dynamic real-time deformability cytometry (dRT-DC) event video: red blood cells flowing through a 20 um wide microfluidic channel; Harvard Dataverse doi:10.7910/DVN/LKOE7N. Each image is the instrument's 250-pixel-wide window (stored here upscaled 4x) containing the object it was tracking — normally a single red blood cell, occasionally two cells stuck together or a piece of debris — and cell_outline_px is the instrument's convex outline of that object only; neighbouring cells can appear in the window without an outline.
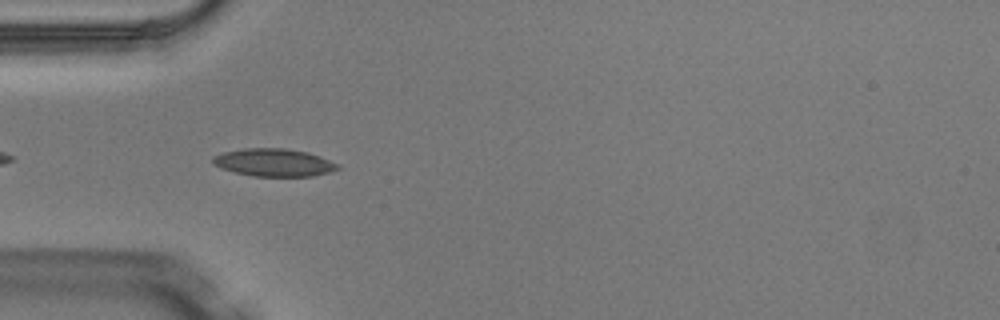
{"species": "Egyptian fruit bat (a non-hibernating species)", "species_latin": "Rousettus aegyptiacus", "temperature_condition": "warm", "stored_images_in_passage": 5, "camera_frame_rate_fps": 3000, "um_per_image_px": 0.085, "animal": {"sex": "male"}, "frame": {"image": 1, "passage_image": 4, "time_ms": 1.0, "image_size_px": [1000, 320], "cell_outline_px": [[340, 168], [328, 172], [312, 176], [252, 176], [220, 168], [212, 164], [212, 156], [224, 152], [244, 148], [284, 148], [308, 152], [340, 164]], "centroid_in_image_um": [23.26, 13.81], "position_along_channel_um": 61.7, "area_um2": 20.17}}